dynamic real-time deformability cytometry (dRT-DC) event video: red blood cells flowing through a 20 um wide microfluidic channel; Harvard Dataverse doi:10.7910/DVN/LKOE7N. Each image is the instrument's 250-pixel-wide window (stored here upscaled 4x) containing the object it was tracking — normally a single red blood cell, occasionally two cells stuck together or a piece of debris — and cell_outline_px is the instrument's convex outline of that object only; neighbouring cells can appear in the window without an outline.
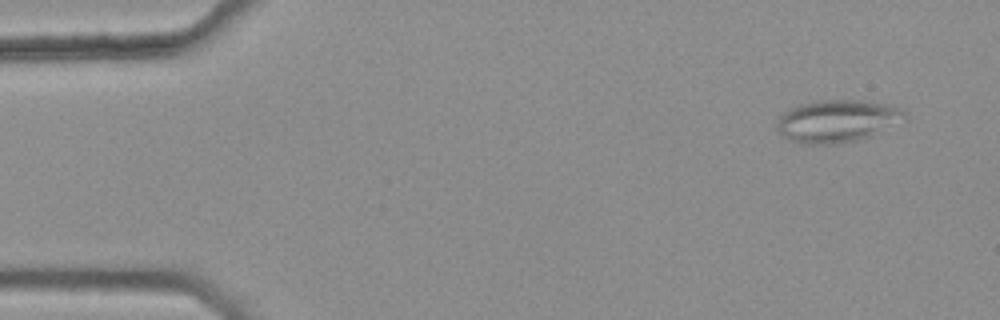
{"species": "common noctule bat (a hibernating species)", "species_latin": "Nyctalus noctula", "temperature_condition": "warm", "stored_images_in_passage": 4, "camera_frame_rate_fps": 3000, "um_per_image_px": 0.085, "animal": {"sex": "female", "body_mass_g": 25.1}, "frame": {"image": 1, "passage_image": 1, "time_ms": 0.0, "image_size_px": [1000, 320], "cell_outline_px": [[908, 116], [868, 136], [856, 140], [832, 144], [804, 144], [792, 140], [784, 136], [780, 132], [776, 124], [776, 120], [784, 112], [800, 104], [816, 100], [860, 100], [888, 104], [900, 108]], "centroid_in_image_um": [71.1, 10.27], "position_along_channel_um": 13.9, "area_um2": 30.92}}